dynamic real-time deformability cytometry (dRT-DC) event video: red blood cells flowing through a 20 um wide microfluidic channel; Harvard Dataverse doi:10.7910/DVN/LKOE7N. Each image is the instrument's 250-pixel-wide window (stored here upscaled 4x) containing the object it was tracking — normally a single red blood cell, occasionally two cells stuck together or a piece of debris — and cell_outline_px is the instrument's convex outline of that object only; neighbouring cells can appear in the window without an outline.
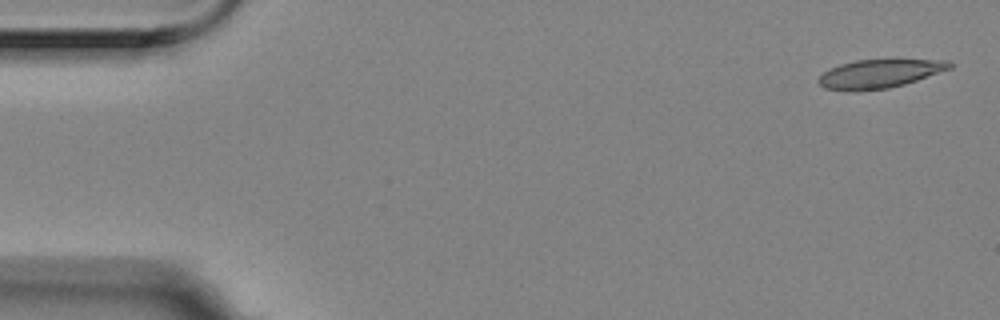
{"species": "Egyptian fruit bat (a non-hibernating species)", "species_latin": "Rousettus aegyptiacus", "temperature_condition": "room temperature", "stored_images_in_passage": 3, "camera_frame_rate_fps": 3000, "um_per_image_px": 0.085, "animal": {"sex": "female"}, "frame": {"image": 1, "passage_image": 1, "time_ms": 0.0, "image_size_px": [1000, 320], "cell_outline_px": [[952, 68], [904, 84], [888, 88], [856, 92], [848, 92], [824, 88], [816, 80], [828, 68], [840, 64], [856, 60], [948, 60], [952, 64]], "centroid_in_image_um": [74.69, 6.28], "position_along_channel_um": 10.3, "area_um2": 21.91}}